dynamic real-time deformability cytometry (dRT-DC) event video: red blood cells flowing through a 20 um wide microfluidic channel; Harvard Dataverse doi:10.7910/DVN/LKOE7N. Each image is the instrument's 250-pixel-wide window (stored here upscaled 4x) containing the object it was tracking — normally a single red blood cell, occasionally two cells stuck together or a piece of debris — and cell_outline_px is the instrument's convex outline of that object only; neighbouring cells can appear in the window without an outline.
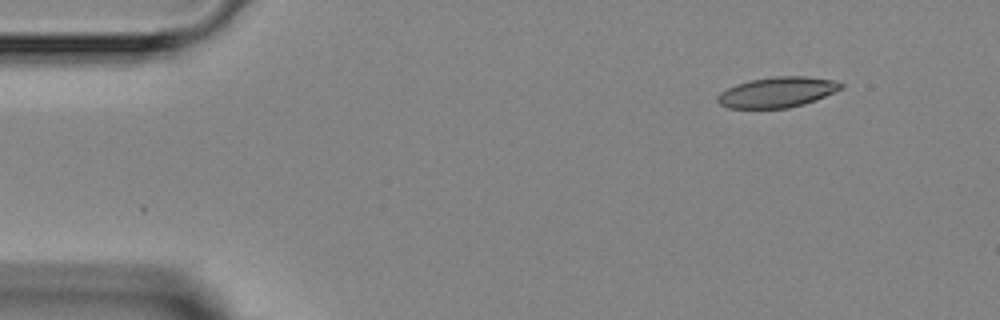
{"species": "Egyptian fruit bat (a non-hibernating species)", "species_latin": "Rousettus aegyptiacus", "temperature_condition": "room temperature", "stored_images_in_passage": 5, "segment_of_instrument_passage": [1, 2], "camera_frame_rate_fps": 3000, "um_per_image_px": 0.085, "animal": {"sex": "female"}, "frame": {"image": 1, "passage_image": 2, "time_ms": 1.0, "image_size_px": [1000, 320], "cell_outline_px": [[844, 84], [840, 88], [816, 100], [804, 104], [788, 108], [728, 108], [720, 104], [716, 100], [716, 96], [720, 92], [736, 84], [752, 80], [776, 76], [808, 76], [832, 80]], "centroid_in_image_um": [66.02, 7.84], "position_along_channel_um": 19.0, "area_um2": 21.68}}